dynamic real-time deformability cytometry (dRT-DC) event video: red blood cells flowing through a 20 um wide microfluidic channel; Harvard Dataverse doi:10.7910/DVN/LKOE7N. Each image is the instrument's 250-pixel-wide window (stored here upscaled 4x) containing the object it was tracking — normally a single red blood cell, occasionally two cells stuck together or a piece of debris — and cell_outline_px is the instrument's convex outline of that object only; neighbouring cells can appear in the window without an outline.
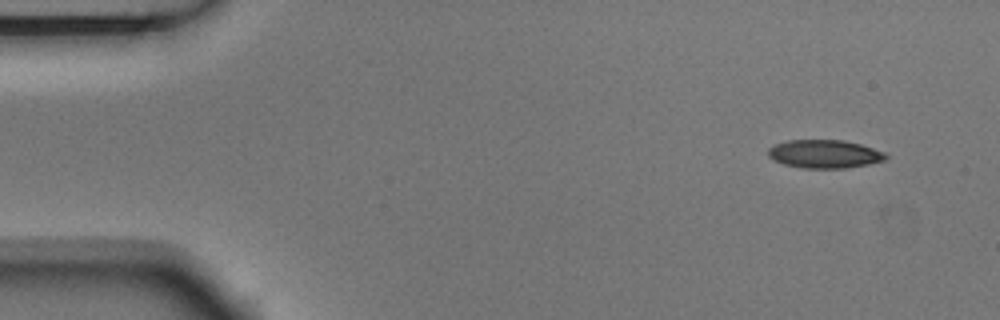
{"species": "Egyptian fruit bat (a non-hibernating species)", "species_latin": "Rousettus aegyptiacus", "temperature_condition": "room temperature", "stored_images_in_passage": 4, "camera_frame_rate_fps": 3000, "um_per_image_px": 0.085, "animal": {"sex": "male"}, "frame": {"image": 1, "passage_image": 1, "time_ms": 0.0, "image_size_px": [1000, 320], "cell_outline_px": [[888, 156], [884, 160], [868, 164], [844, 168], [800, 168], [784, 164], [768, 156], [768, 148], [776, 144], [788, 140], [844, 140], [860, 144], [884, 152]], "centroid_in_image_um": [70.07, 13.08], "position_along_channel_um": 14.9, "area_um2": 19.25}}
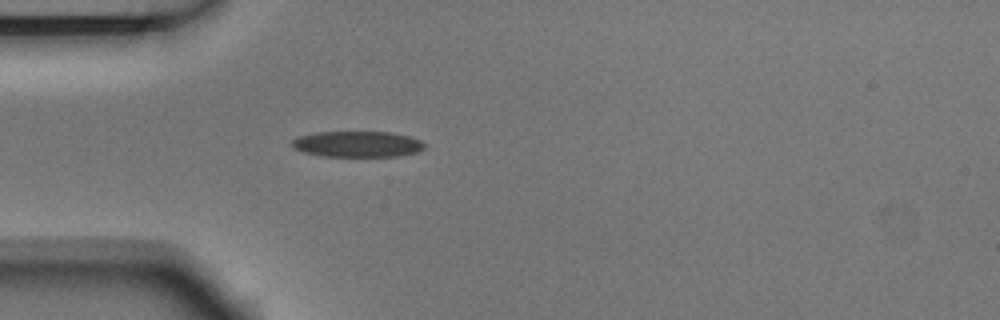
{"frame": {"image": 2, "passage_image": 4, "time_ms": 1.0, "image_size_px": [1000, 320], "cell_outline_px": [[424, 148], [416, 152], [396, 156], [324, 156], [304, 152], [292, 148], [288, 144], [296, 136], [316, 132], [392, 132], [412, 136], [420, 140], [424, 144]], "centroid_in_image_um": [30.33, 12.24], "position_along_channel_um": 54.7, "area_um2": 20.17}}